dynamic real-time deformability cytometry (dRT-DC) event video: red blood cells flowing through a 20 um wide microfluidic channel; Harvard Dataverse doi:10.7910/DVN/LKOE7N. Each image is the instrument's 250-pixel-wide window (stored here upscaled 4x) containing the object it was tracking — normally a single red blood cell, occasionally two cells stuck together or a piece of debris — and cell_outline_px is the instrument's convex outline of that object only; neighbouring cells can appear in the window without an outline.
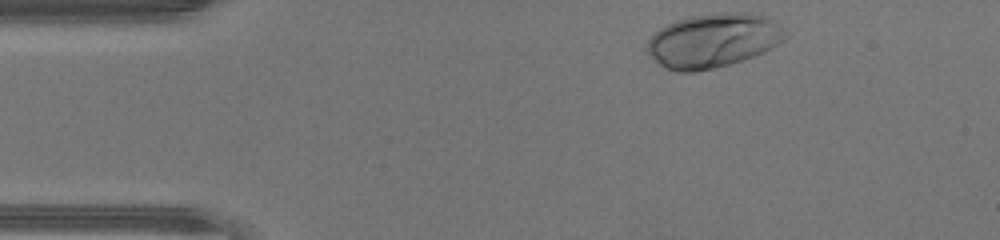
{"species": "human", "species_latin": "Homo sapiens", "temperature_condition": "warm", "stored_images_in_passage": 32, "camera_frame_rate_fps": 3000, "um_per_image_px": 0.085, "donor": {"sex": "male"}, "frame": {"image": 1, "passage_image": 1, "time_ms": 0.0, "image_size_px": [1000, 240], "cell_outline_px": [[788, 36], [784, 40], [764, 52], [732, 64], [692, 72], [676, 72], [664, 68], [644, 48], [648, 40], [660, 28], [676, 20], [692, 16], [712, 12], [748, 12], [764, 16], [772, 20]], "centroid_in_image_um": [60.6, 3.44], "position_along_channel_um": 24.4, "area_um2": 43.47}}
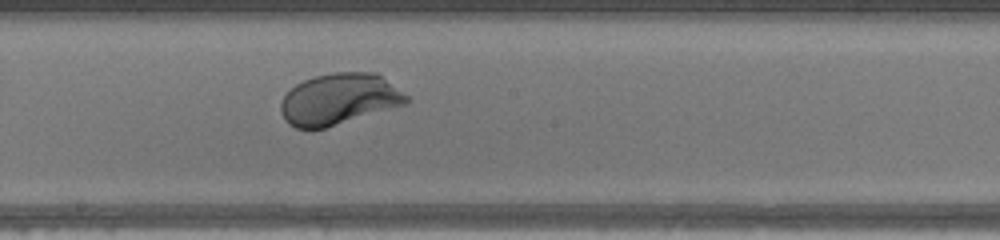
{"frame": {"image": 2, "passage_image": 19, "time_ms": 6.0, "image_size_px": [1000, 240], "cell_outline_px": [[408, 100], [404, 104], [324, 128], [296, 128], [288, 124], [284, 120], [280, 112], [280, 104], [284, 96], [296, 84], [304, 80], [316, 76], [336, 72], [376, 72], [408, 96]], "centroid_in_image_um": [28.77, 8.42], "position_along_channel_um": 219.4, "area_um2": 36.93}}
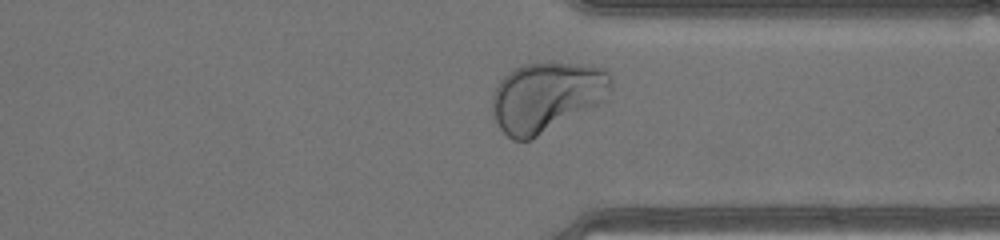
{"frame": {"image": 3, "passage_image": 29, "time_ms": 9.333, "image_size_px": [1000, 240], "cell_outline_px": [[612, 88], [596, 104], [532, 140], [512, 140], [500, 128], [492, 112], [492, 92], [500, 80], [508, 72], [524, 64], [576, 64], [608, 68], [612, 76]], "centroid_in_image_um": [46.43, 8.23], "position_along_channel_um": 365.0, "area_um2": 47.69}, "authors_computed_cell_mechanics": {"area_um2": 38.6393, "velocity_mm_per_s": 4.4034, "shape_relaxation_time_tau1_ms": 1.4093, "shape_relaxation_time_tau2_ms": null, "deformation_change_tau1": 0.1441, "deformation_change_tau2": null}}